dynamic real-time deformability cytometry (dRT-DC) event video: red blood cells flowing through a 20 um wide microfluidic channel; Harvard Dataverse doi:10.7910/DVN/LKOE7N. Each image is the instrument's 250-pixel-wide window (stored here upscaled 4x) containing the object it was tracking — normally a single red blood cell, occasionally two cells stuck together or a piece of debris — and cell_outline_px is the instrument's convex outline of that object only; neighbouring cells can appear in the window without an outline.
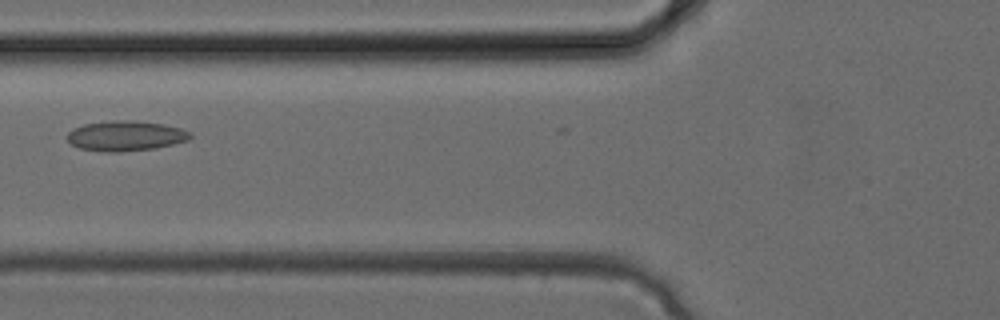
{"species": "common noctule bat (a hibernating species)", "species_latin": "Nyctalus noctula", "temperature_condition": "cold", "stored_images_in_passage": 20, "camera_frame_rate_fps": 3000, "um_per_image_px": 0.085, "animal": {"sex": "female", "body_mass_g": 24.6, "forearm_length_mm": 56.2}, "frame": {"image": 1, "passage_image": 6, "time_ms": 1.667, "image_size_px": [1000, 320], "cell_outline_px": [[192, 136], [188, 140], [156, 148], [120, 152], [108, 152], [80, 148], [72, 144], [68, 140], [68, 132], [72, 128], [84, 124], [112, 120], [136, 120], [164, 124], [180, 128], [192, 132]], "centroid_in_image_um": [10.7, 11.54], "position_along_channel_um": 115.1, "area_um2": 21.68}}
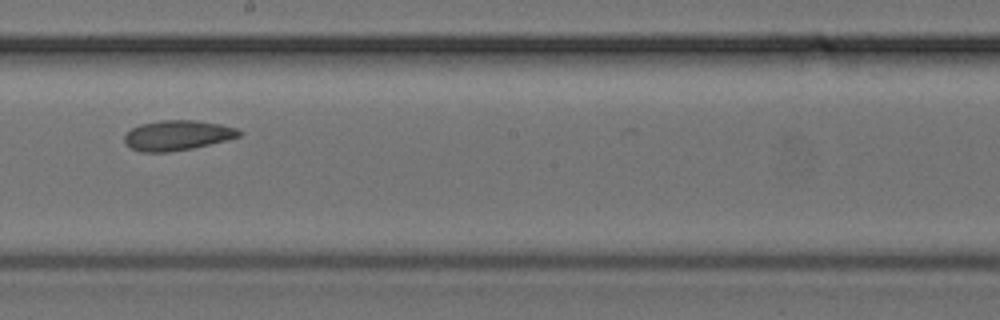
{"frame": {"image": 2, "passage_image": 12, "time_ms": 3.667, "image_size_px": [1000, 320], "cell_outline_px": [[244, 132], [240, 136], [192, 148], [168, 152], [144, 152], [132, 148], [124, 140], [124, 136], [132, 128], [140, 124], [160, 120], [196, 120], [220, 124], [236, 128]], "centroid_in_image_um": [15.08, 11.49], "position_along_channel_um": 233.1, "area_um2": 19.83}}
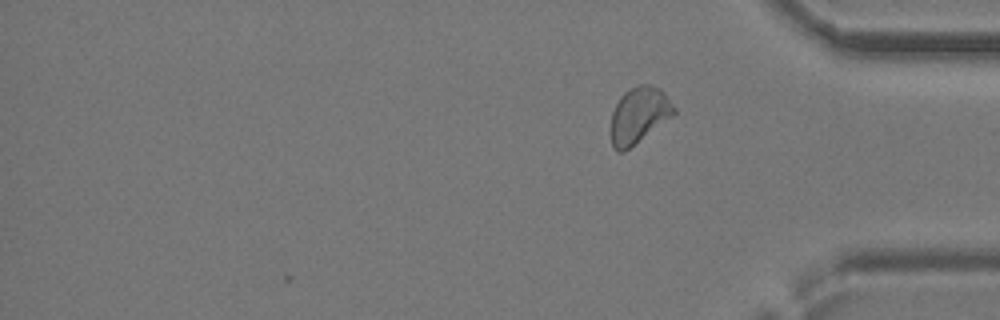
{"frame": {"image": 3, "passage_image": 20, "time_ms": 6.333, "image_size_px": [1000, 320], "cell_outline_px": [[676, 112], [672, 116], [624, 152], [616, 152], [612, 148], [612, 112], [620, 96], [628, 88], [640, 84], [652, 84], [660, 88], [664, 92], [676, 108]], "centroid_in_image_um": [54.31, 9.76], "position_along_channel_um": 380.9, "area_um2": 20.58}}